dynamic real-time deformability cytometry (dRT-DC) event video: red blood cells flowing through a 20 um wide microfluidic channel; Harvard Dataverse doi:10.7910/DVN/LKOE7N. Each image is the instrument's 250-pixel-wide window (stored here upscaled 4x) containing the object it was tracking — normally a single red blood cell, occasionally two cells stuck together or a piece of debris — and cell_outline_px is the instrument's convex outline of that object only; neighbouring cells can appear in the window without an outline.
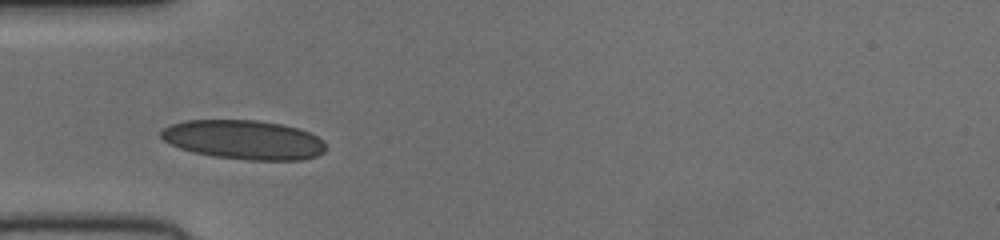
{"species": "human", "species_latin": "Homo sapiens", "temperature_condition": "cold", "stored_images_in_passage": 12, "camera_frame_rate_fps": 3000, "um_per_image_px": 0.085, "donor": {"sex": "female"}, "frame": {"image": 1, "passage_image": 3, "time_ms": 0.667, "image_size_px": [1000, 240], "cell_outline_px": [[324, 152], [316, 156], [300, 160], [248, 160], [212, 156], [192, 152], [180, 148], [164, 140], [160, 136], [160, 132], [164, 128], [172, 124], [184, 120], [256, 120], [280, 124], [300, 128], [316, 136], [324, 144]], "centroid_in_image_um": [20.7, 11.88], "position_along_channel_um": 64.3, "area_um2": 37.51}}
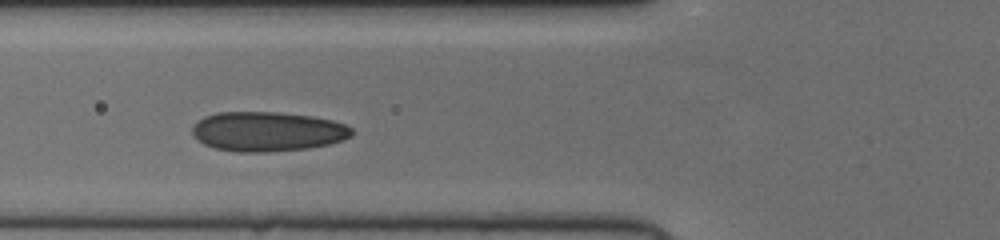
{"frame": {"image": 2, "passage_image": 6, "time_ms": 1.667, "image_size_px": [1000, 240], "cell_outline_px": [[352, 136], [328, 144], [308, 148], [264, 152], [236, 152], [216, 148], [204, 144], [192, 132], [192, 128], [196, 120], [204, 116], [216, 112], [276, 112], [312, 116], [332, 120], [344, 124], [352, 128]], "centroid_in_image_um": [22.71, 11.17], "position_along_channel_um": 103.1, "area_um2": 36.7}}
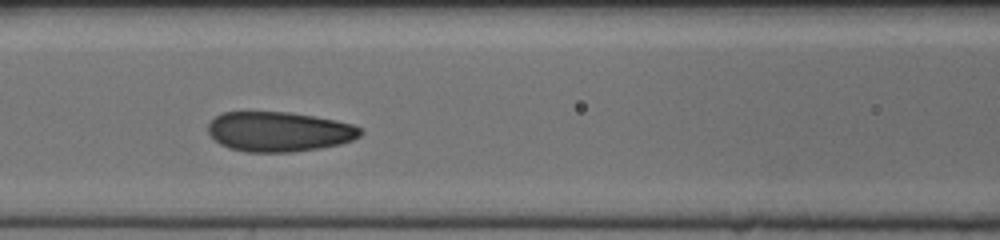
{"frame": {"image": 3, "passage_image": 9, "time_ms": 2.667, "image_size_px": [1000, 240], "cell_outline_px": [[364, 132], [360, 136], [352, 140], [340, 144], [320, 148], [292, 152], [248, 152], [228, 148], [220, 144], [208, 132], [208, 124], [216, 116], [224, 112], [288, 112], [336, 120], [352, 124], [360, 128]], "centroid_in_image_um": [23.73, 11.19], "position_along_channel_um": 142.9, "area_um2": 35.32}}